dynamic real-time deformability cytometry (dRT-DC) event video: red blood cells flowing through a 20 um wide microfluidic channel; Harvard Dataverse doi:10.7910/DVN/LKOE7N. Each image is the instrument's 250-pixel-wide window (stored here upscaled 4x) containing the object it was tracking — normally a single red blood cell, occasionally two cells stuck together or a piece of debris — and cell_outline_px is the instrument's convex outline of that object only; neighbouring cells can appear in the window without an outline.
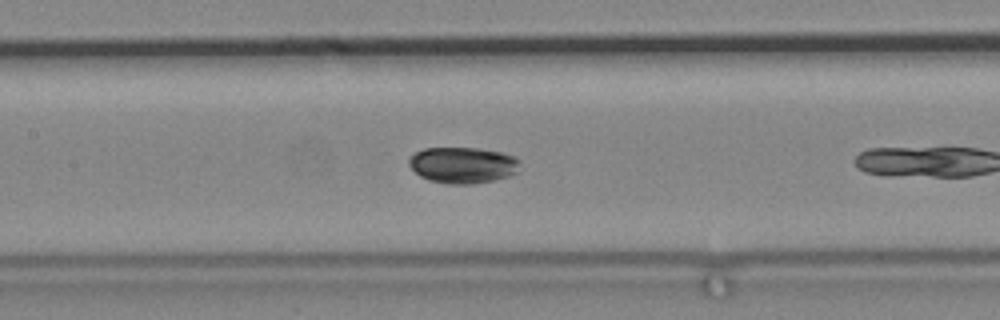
{"species": "common noctule bat (a hibernating species)", "species_latin": "Nyctalus noctula", "temperature_condition": "cold", "stored_images_in_passage": 7, "camera_frame_rate_fps": 3000, "um_per_image_px": 0.085, "animal": {"sex": "male", "body_mass_g": 19.2, "forearm_length_mm": 51.8}, "frame": {"image": 1, "passage_image": 6, "time_ms": 1.667, "image_size_px": [1000, 320], "cell_outline_px": [[520, 160], [516, 172], [508, 176], [492, 180], [472, 184], [448, 184], [428, 180], [420, 176], [408, 164], [408, 156], [424, 148], [476, 148], [500, 152], [516, 156]], "centroid_in_image_um": [39.31, 14.03], "position_along_channel_um": 168.1, "area_um2": 23.41}}